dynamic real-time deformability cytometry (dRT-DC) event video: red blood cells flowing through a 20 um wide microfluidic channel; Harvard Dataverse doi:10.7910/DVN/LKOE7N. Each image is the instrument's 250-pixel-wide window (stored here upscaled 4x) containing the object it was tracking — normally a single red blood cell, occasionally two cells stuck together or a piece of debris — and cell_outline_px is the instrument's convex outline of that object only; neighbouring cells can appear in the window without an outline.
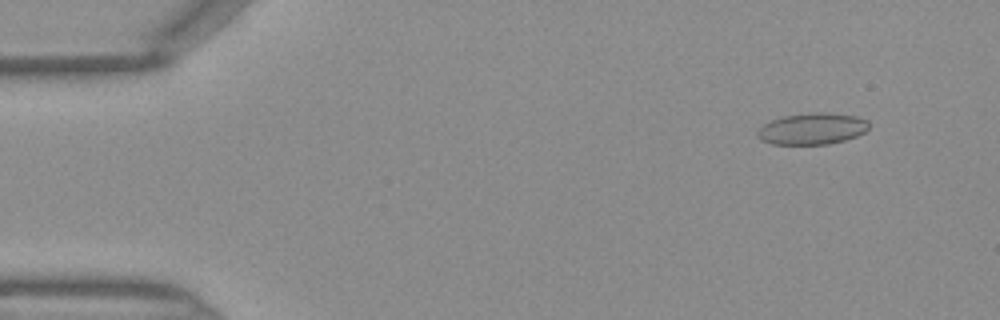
{"species": "Egyptian fruit bat (a non-hibernating species)", "species_latin": "Rousettus aegyptiacus", "temperature_condition": "warm", "stored_images_in_passage": 46, "camera_frame_rate_fps": 3000, "um_per_image_px": 0.085, "frame": {"image": 1, "passage_image": 4, "time_ms": 1.0, "image_size_px": [1000, 320], "cell_outline_px": [[868, 128], [864, 132], [856, 136], [844, 140], [828, 144], [772, 144], [760, 140], [756, 132], [764, 124], [772, 120], [784, 116], [812, 112], [828, 112], [856, 116], [868, 120]], "centroid_in_image_um": [69.04, 10.94], "position_along_channel_um": 16.0, "area_um2": 20.4}}
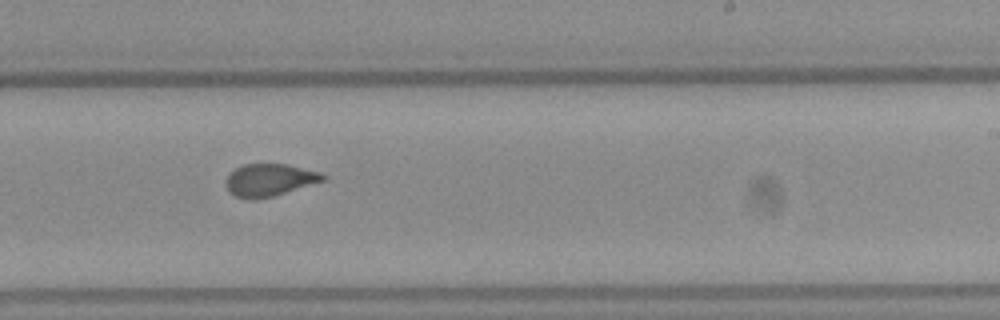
{"frame": {"image": 2, "passage_image": 28, "time_ms": 9.0, "image_size_px": [1000, 320], "cell_outline_px": [[328, 176], [324, 180], [272, 196], [252, 200], [248, 200], [236, 196], [228, 192], [228, 176], [236, 168], [244, 164], [284, 164], [320, 172]], "centroid_in_image_um": [22.91, 15.3], "position_along_channel_um": 266.1, "area_um2": 17.86}}
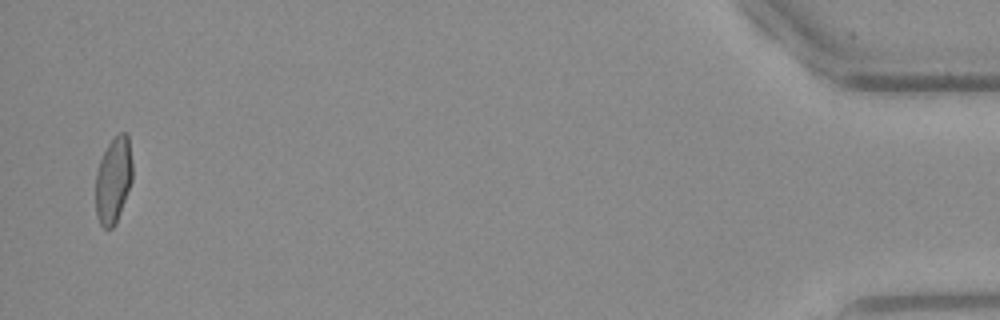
{"frame": {"image": 3, "passage_image": 45, "time_ms": 14.667, "image_size_px": [1000, 320], "cell_outline_px": [[132, 180], [116, 224], [112, 228], [104, 228], [100, 224], [96, 216], [96, 172], [100, 160], [108, 144], [120, 132], [124, 132], [128, 136], [132, 160]], "centroid_in_image_um": [9.64, 15.33], "position_along_channel_um": 425.6, "area_um2": 18.44}}